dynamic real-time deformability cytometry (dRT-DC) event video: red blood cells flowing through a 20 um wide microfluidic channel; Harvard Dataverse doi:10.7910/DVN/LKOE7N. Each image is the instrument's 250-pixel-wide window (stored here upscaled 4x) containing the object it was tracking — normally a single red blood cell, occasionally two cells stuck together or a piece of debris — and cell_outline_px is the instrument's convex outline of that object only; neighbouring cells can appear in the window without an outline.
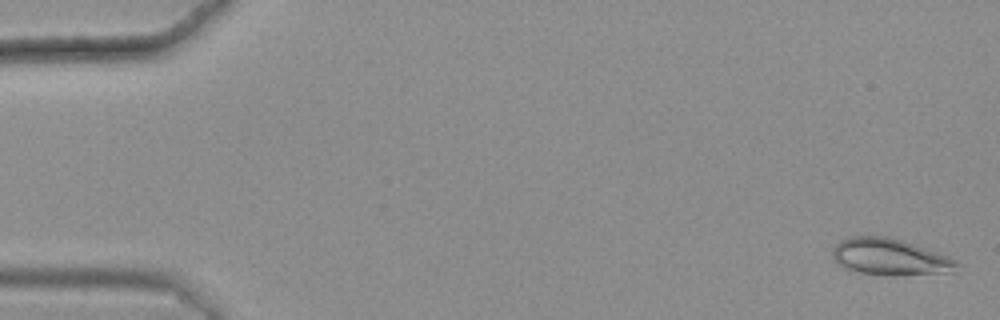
{"species": "common noctule bat (a hibernating species)", "species_latin": "Nyctalus noctula", "temperature_condition": "warm", "stored_images_in_passage": 48, "camera_frame_rate_fps": 3000, "um_per_image_px": 0.085, "animal": {"sex": "female", "body_mass_g": 25.1}, "frame": {"image": 1, "passage_image": 2, "time_ms": 0.333, "image_size_px": [1000, 320], "cell_outline_px": [[960, 264], [956, 272], [860, 272], [844, 268], [832, 256], [832, 248], [840, 240], [848, 236], [888, 236], [948, 256], [956, 260]], "centroid_in_image_um": [75.59, 21.77], "position_along_channel_um": 9.4, "area_um2": 25.14}}
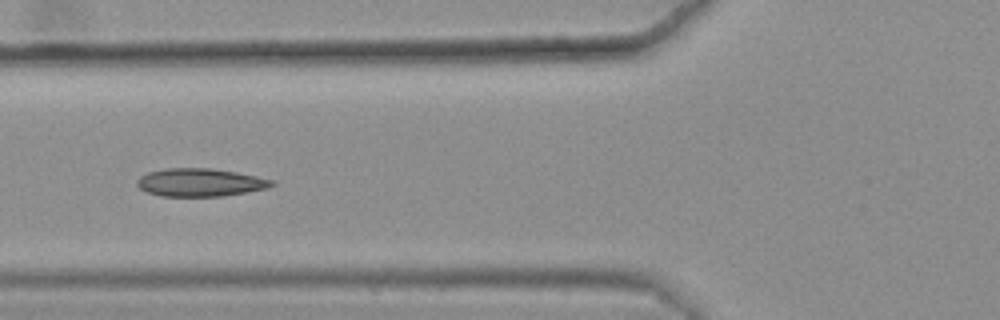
{"frame": {"image": 2, "passage_image": 22, "time_ms": 7.0, "image_size_px": [1000, 320], "cell_outline_px": [[276, 184], [268, 188], [224, 196], [160, 196], [148, 192], [140, 188], [136, 184], [136, 180], [140, 176], [148, 172], [164, 168], [212, 168], [236, 172], [276, 180]], "centroid_in_image_um": [17.03, 15.5], "position_along_channel_um": 108.8, "area_um2": 22.14}}
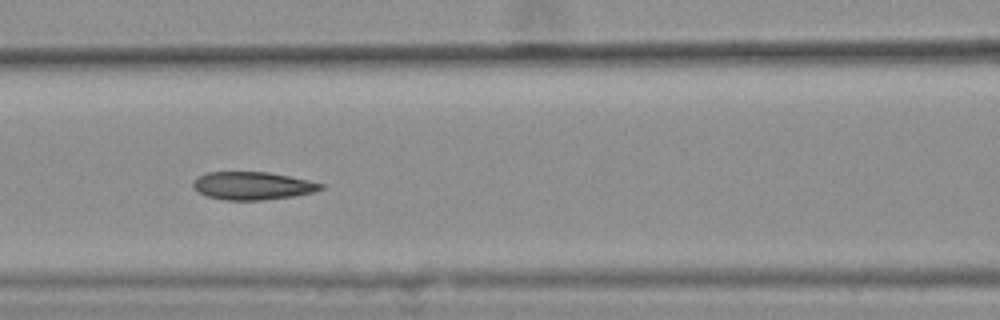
{"frame": {"image": 3, "passage_image": 25, "time_ms": 8.0, "image_size_px": [1000, 320], "cell_outline_px": [[324, 188], [312, 192], [292, 196], [264, 200], [224, 200], [208, 196], [196, 192], [192, 188], [192, 180], [196, 176], [208, 172], [268, 172], [308, 180], [324, 184]], "centroid_in_image_um": [21.39, 15.79], "position_along_channel_um": 145.2, "area_um2": 20.87}, "authors_computed_cell_mechanics": {"area_um2": 21.5016, "velocity_mm_per_s": 3.6246, "shape_relaxation_time_tau1_ms": null, "shape_relaxation_time_tau2_ms": 2.7415, "deformation_change_tau1": null, "deformation_change_tau2": 0.0742}}